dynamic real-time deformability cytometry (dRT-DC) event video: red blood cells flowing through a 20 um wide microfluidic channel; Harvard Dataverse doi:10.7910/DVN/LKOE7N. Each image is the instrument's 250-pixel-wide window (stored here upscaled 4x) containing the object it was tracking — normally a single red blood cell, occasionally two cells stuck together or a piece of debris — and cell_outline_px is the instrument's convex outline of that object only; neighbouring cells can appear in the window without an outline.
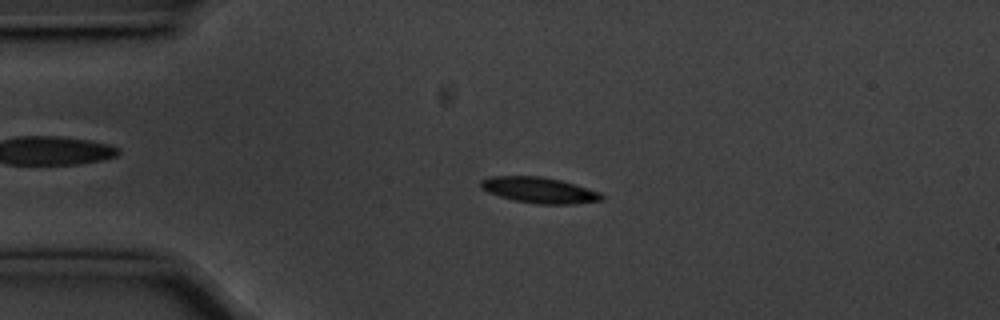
{"species": "common noctule bat (a hibernating species)", "species_latin": "Nyctalus noctula", "temperature_condition": "cold", "stored_images_in_passage": 55, "camera_frame_rate_fps": 3000, "um_per_image_px": 0.085, "animal": {"sex": "male", "body_mass_g": 20.1, "forearm_length_mm": 53.5}, "frame": {"image": 1, "passage_image": 12, "time_ms": 3.667, "image_size_px": [1000, 320], "cell_outline_px": [[604, 200], [572, 204], [540, 204], [516, 200], [500, 196], [488, 192], [480, 188], [480, 180], [492, 176], [540, 176], [560, 180], [576, 184], [600, 192], [604, 196]], "centroid_in_image_um": [45.86, 16.15], "position_along_channel_um": 39.1, "area_um2": 18.15}}
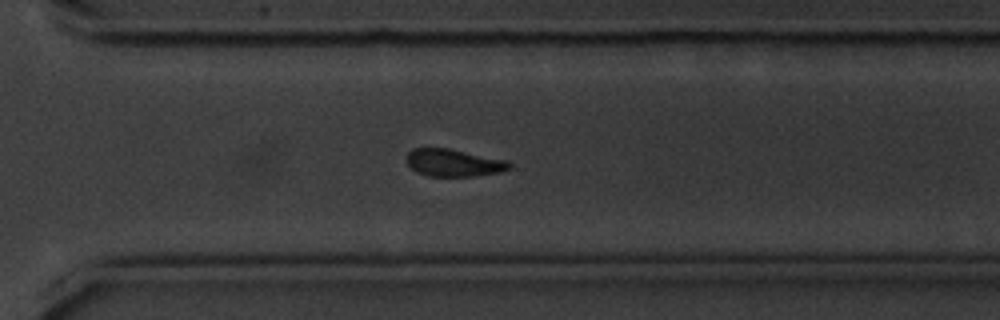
{"frame": {"image": 2, "passage_image": 39, "time_ms": 12.667, "image_size_px": [1000, 320], "cell_outline_px": [[512, 168], [500, 172], [472, 176], [428, 176], [416, 172], [408, 164], [408, 152], [412, 148], [448, 148], [508, 160], [512, 164]], "centroid_in_image_um": [38.6, 13.83], "position_along_channel_um": 332.0, "area_um2": 16.42}}
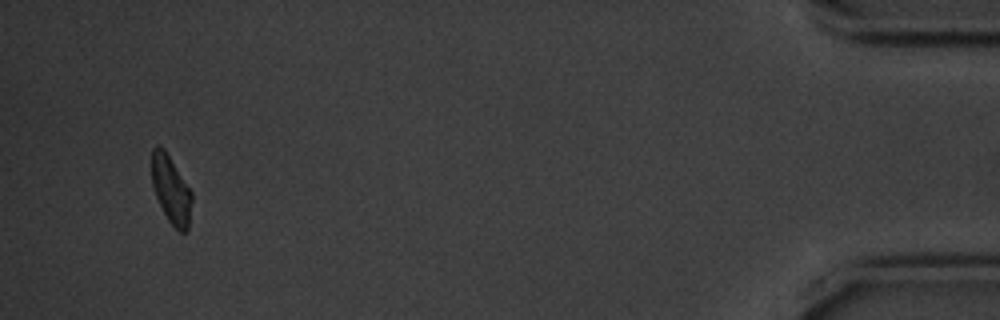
{"frame": {"image": 3, "passage_image": 53, "time_ms": 17.333, "image_size_px": [1000, 320], "cell_outline_px": [[192, 200], [188, 232], [180, 232], [168, 220], [156, 196], [152, 184], [152, 148], [156, 144], [160, 144], [164, 148], [192, 192]], "centroid_in_image_um": [14.54, 16.1], "position_along_channel_um": 420.7, "area_um2": 15.78}, "authors_computed_cell_mechanics": {"area_um2": 16.9932, "velocity_mm_per_s": 3.5482, "shape_relaxation_time_tau1_ms": 2.599, "shape_relaxation_time_tau2_ms": 5.3368, "deformation_change_tau1": 0.0988, "deformation_change_tau2": 0.1104}}